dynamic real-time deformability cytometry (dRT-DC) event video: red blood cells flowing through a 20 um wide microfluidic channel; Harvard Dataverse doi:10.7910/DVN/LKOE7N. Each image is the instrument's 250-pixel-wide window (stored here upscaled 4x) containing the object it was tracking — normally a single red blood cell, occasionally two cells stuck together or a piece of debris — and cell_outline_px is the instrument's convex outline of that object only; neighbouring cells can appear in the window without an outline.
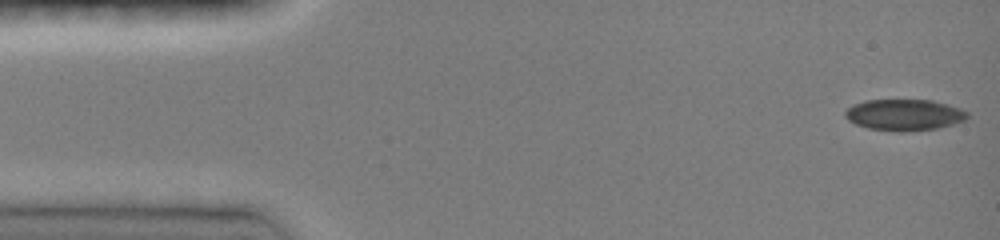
{"species": "common noctule bat (a hibernating species)", "species_latin": "Nyctalus noctula", "temperature_condition": "room temperature", "stored_images_in_passage": 46, "camera_frame_rate_fps": 3000, "um_per_image_px": 0.085, "animal": {"sex": "female", "body_mass_g": 19.0, "forearm_length_mm": 51.5}, "frame": {"image": 1, "passage_image": 1, "time_ms": 0.0, "image_size_px": [1000, 240], "cell_outline_px": [[968, 116], [964, 120], [952, 124], [936, 128], [904, 132], [900, 132], [868, 128], [856, 124], [848, 120], [844, 116], [844, 112], [848, 108], [864, 100], [932, 100], [948, 104], [960, 108], [968, 112]], "centroid_in_image_um": [76.86, 9.76], "position_along_channel_um": 8.1, "area_um2": 22.2}}
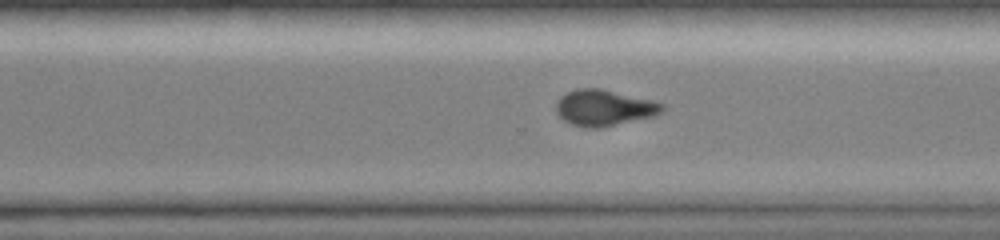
{"frame": {"image": 2, "passage_image": 32, "time_ms": 10.333, "image_size_px": [1000, 240], "cell_outline_px": [[664, 112], [656, 116], [596, 128], [584, 128], [572, 124], [564, 120], [556, 112], [556, 100], [560, 96], [576, 88], [600, 88], [652, 100], [664, 104]], "centroid_in_image_um": [51.35, 9.15], "position_along_channel_um": 319.2, "area_um2": 22.37}}
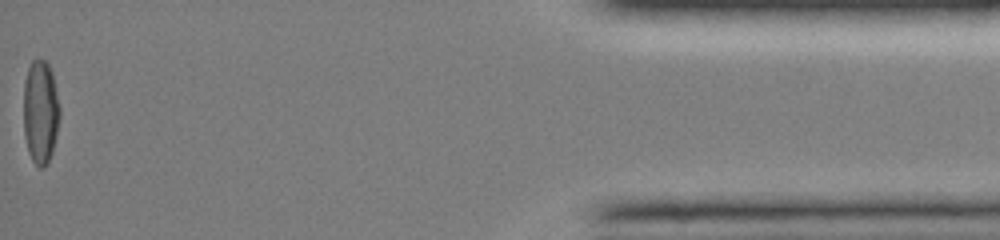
{"frame": {"image": 3, "passage_image": 46, "time_ms": 15.0, "image_size_px": [1000, 240], "cell_outline_px": [[60, 116], [56, 136], [52, 152], [44, 168], [40, 168], [32, 160], [28, 152], [24, 136], [24, 80], [28, 68], [32, 60], [36, 56], [44, 60], [48, 64], [52, 72], [60, 108]], "centroid_in_image_um": [3.44, 9.48], "position_along_channel_um": 431.8, "area_um2": 22.08}, "authors_computed_cell_mechanics": {"area_um2": 22.8888, "velocity_mm_per_s": 4.1219, "shape_relaxation_time_tau1_ms": null, "shape_relaxation_time_tau2_ms": 2.8461, "deformation_change_tau1": null, "deformation_change_tau2": 0.0672}}